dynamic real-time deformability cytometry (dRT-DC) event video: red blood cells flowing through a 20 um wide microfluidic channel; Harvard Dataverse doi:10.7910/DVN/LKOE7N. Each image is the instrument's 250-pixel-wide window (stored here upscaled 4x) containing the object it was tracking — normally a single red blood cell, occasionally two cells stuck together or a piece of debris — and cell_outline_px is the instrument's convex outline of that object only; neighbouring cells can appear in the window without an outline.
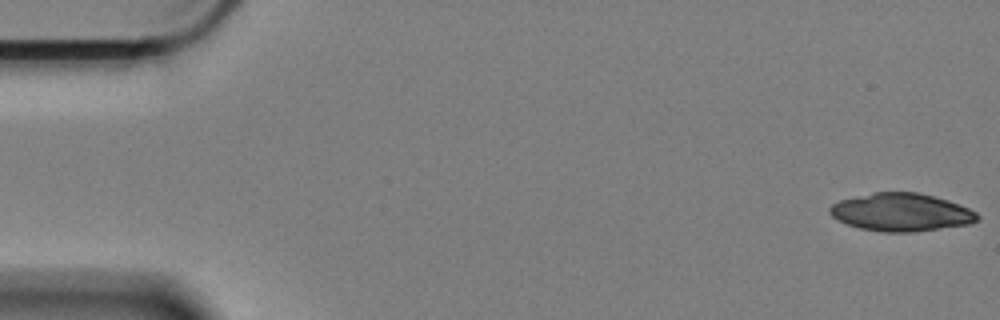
{"species": "Egyptian fruit bat (a non-hibernating species)", "species_latin": "Rousettus aegyptiacus", "temperature_condition": "cold", "stored_images_in_passage": 23, "camera_frame_rate_fps": 3000, "um_per_image_px": 0.085, "animal": {"sex": "female"}, "frame": {"image": 1, "passage_image": 1, "time_ms": 0.0, "image_size_px": [1000, 320], "cell_outline_px": [[980, 220], [968, 224], [912, 232], [884, 232], [860, 228], [848, 224], [832, 216], [828, 212], [828, 208], [832, 204], [840, 200], [872, 192], [916, 192], [948, 200], [968, 208], [976, 212], [980, 216]], "centroid_in_image_um": [76.6, 18.04], "position_along_channel_um": 8.4, "area_um2": 32.43}}
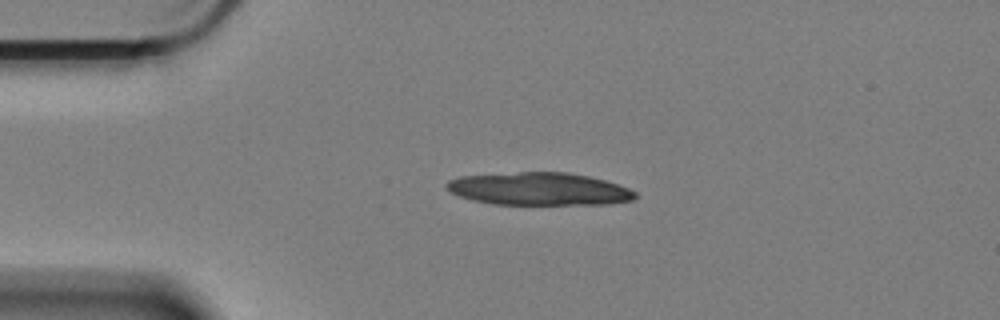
{"frame": {"image": 2, "passage_image": 13, "time_ms": 4.0, "image_size_px": [1000, 320], "cell_outline_px": [[636, 196], [632, 200], [608, 204], [492, 204], [460, 196], [452, 192], [444, 184], [448, 180], [460, 176], [520, 172], [568, 172], [588, 176], [604, 180], [628, 188], [636, 192]], "centroid_in_image_um": [45.83, 16.05], "position_along_channel_um": 39.2, "area_um2": 35.66}}